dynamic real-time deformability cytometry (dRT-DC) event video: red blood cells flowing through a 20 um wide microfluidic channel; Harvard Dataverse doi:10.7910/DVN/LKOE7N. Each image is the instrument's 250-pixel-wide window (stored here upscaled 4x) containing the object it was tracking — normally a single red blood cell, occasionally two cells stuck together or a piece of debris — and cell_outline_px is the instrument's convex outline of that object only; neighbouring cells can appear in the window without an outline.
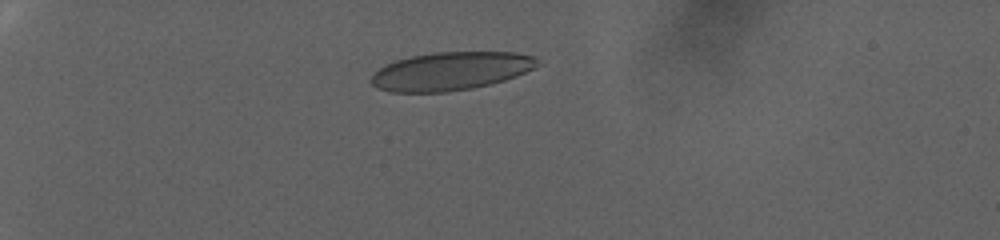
{"species": "human", "species_latin": "Homo sapiens", "temperature_condition": "warm", "stored_images_in_passage": 47, "camera_frame_rate_fps": 3000, "um_per_image_px": 0.085, "donor": {"sex": "female"}, "frame": {"image": 1, "passage_image": 1, "time_ms": 0.0, "image_size_px": [1000, 240], "cell_outline_px": [[544, 64], [536, 68], [516, 76], [504, 80], [472, 88], [448, 92], [388, 92], [376, 88], [372, 84], [372, 76], [384, 64], [396, 60], [412, 56], [432, 52], [516, 52], [536, 56]], "centroid_in_image_um": [38.38, 6.04], "position_along_channel_um": 46.6, "area_um2": 37.4}}
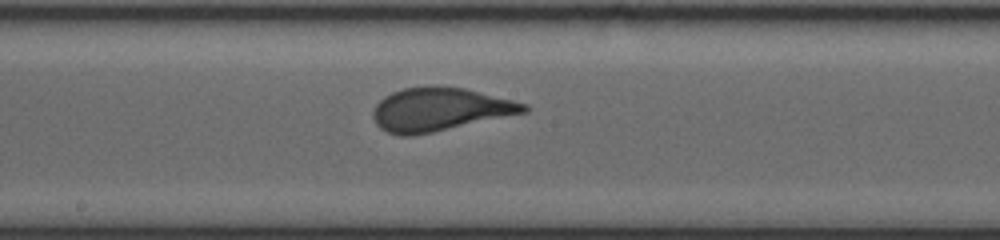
{"frame": {"image": 2, "passage_image": 20, "time_ms": 6.333, "image_size_px": [1000, 240], "cell_outline_px": [[528, 112], [432, 132], [412, 136], [400, 136], [388, 132], [380, 128], [376, 124], [372, 116], [372, 112], [376, 104], [384, 96], [392, 92], [404, 88], [436, 84], [464, 88], [528, 104]], "centroid_in_image_um": [37.35, 9.29], "position_along_channel_um": 210.9, "area_um2": 38.21}}
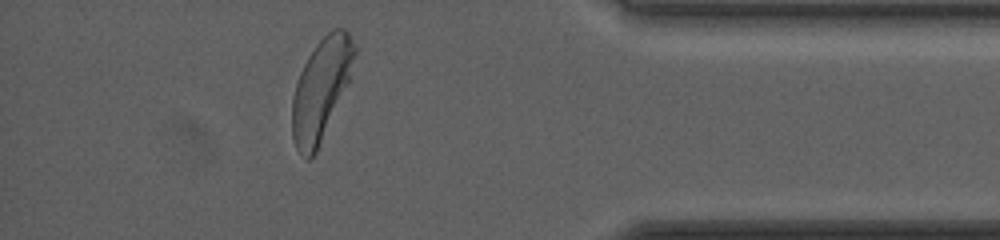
{"frame": {"image": 3, "passage_image": 41, "time_ms": 13.333, "image_size_px": [1000, 240], "cell_outline_px": [[356, 52], [348, 84], [316, 152], [308, 160], [296, 148], [292, 136], [292, 96], [300, 72], [308, 56], [316, 44], [332, 28], [344, 28], [348, 32], [356, 48]], "centroid_in_image_um": [27.29, 7.57], "position_along_channel_um": 407.9, "area_um2": 36.47}, "authors_computed_cell_mechanics": {"area_um2": 37.3966, "velocity_mm_per_s": 2.6539, "shape_relaxation_time_tau1_ms": 5.3304, "shape_relaxation_time_tau2_ms": null, "deformation_change_tau1": 0.1831, "deformation_change_tau2": null}}